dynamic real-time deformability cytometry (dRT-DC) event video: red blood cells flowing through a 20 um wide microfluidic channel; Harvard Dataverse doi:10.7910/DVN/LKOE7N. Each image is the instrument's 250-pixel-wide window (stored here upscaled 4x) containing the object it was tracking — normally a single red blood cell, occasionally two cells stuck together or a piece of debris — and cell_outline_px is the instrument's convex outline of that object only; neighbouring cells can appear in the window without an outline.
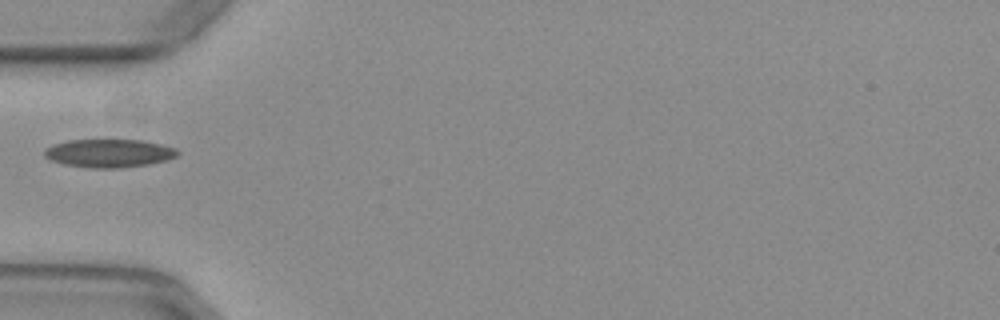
{"species": "common noctule bat (a hibernating species)", "species_latin": "Nyctalus noctula", "temperature_condition": "warm", "stored_images_in_passage": 34, "camera_frame_rate_fps": 3000, "um_per_image_px": 0.085, "animal": {"sex": "female", "body_mass_g": 29.2, "forearm_length_mm": 56.3}, "frame": {"image": 1, "passage_image": 1, "time_ms": 0.0, "image_size_px": [1000, 320], "cell_outline_px": [[180, 152], [176, 156], [168, 160], [148, 164], [120, 168], [92, 168], [64, 164], [52, 160], [44, 156], [44, 148], [52, 144], [68, 140], [144, 140], [176, 148]], "centroid_in_image_um": [9.27, 13.02], "position_along_channel_um": 75.7, "area_um2": 21.96}}
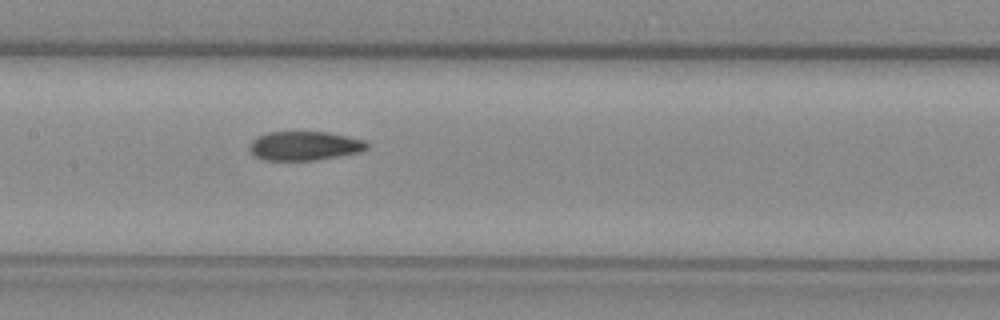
{"frame": {"image": 2, "passage_image": 9, "time_ms": 2.667, "image_size_px": [1000, 320], "cell_outline_px": [[368, 148], [360, 152], [312, 160], [264, 160], [256, 156], [248, 148], [248, 144], [256, 136], [268, 132], [328, 132], [348, 136], [364, 140], [368, 144]], "centroid_in_image_um": [25.85, 12.38], "position_along_channel_um": 181.5, "area_um2": 19.83}}
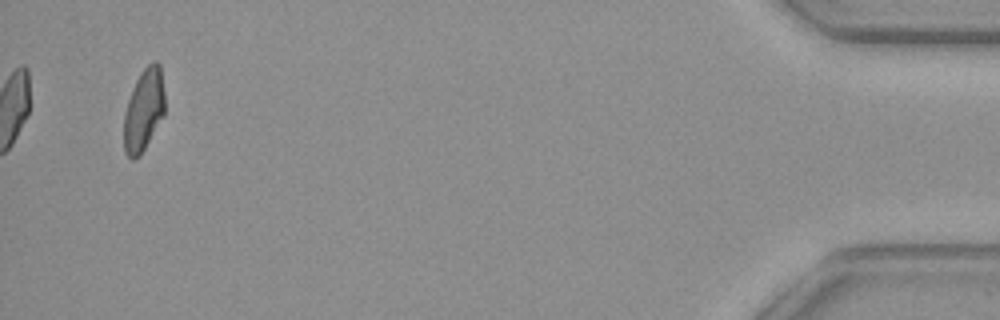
{"frame": {"image": 3, "passage_image": 34, "time_ms": 11.0, "image_size_px": [1000, 320], "cell_outline_px": [[164, 116], [140, 156], [132, 160], [124, 152], [124, 112], [128, 100], [136, 80], [140, 72], [152, 60], [156, 60], [160, 64], [164, 92]], "centroid_in_image_um": [12.22, 9.34], "position_along_channel_um": 423.0, "area_um2": 19.77}}